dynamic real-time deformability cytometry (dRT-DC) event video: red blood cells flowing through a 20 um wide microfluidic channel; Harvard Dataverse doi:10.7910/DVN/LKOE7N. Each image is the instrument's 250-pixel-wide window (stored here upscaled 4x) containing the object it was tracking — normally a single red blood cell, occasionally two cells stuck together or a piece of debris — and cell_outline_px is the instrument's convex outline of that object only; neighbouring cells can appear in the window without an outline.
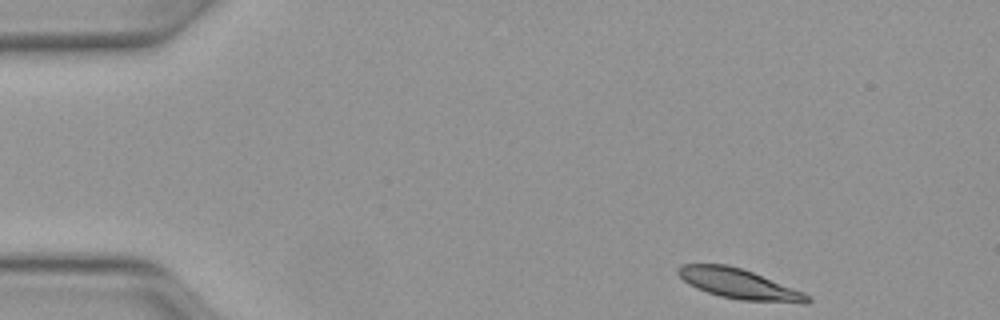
{"species": "Egyptian fruit bat (a non-hibernating species)", "species_latin": "Rousettus aegyptiacus", "temperature_condition": "warm", "stored_images_in_passage": 45, "camera_frame_rate_fps": 3000, "um_per_image_px": 0.085, "animal": {"sex": "female"}, "frame": {"image": 1, "passage_image": 1, "time_ms": 0.0, "image_size_px": [1000, 320], "cell_outline_px": [[812, 300], [808, 304], [804, 304], [740, 300], [720, 296], [696, 288], [688, 284], [676, 272], [676, 268], [680, 264], [728, 264], [752, 272], [804, 292], [812, 296]], "centroid_in_image_um": [62.85, 24.15], "position_along_channel_um": 22.1, "area_um2": 22.83}}
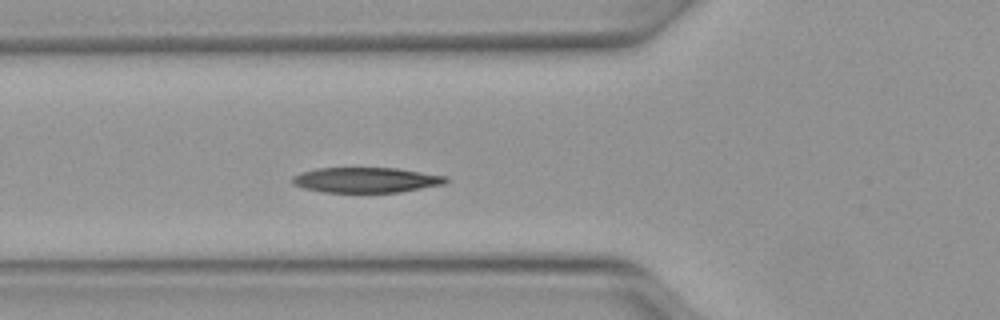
{"frame": {"image": 2, "passage_image": 13, "time_ms": 4.0, "image_size_px": [1000, 320], "cell_outline_px": [[448, 180], [444, 184], [400, 192], [320, 192], [304, 188], [292, 184], [292, 176], [300, 172], [316, 168], [396, 168], [448, 176]], "centroid_in_image_um": [31.09, 15.29], "position_along_channel_um": 94.7, "area_um2": 22.66}}
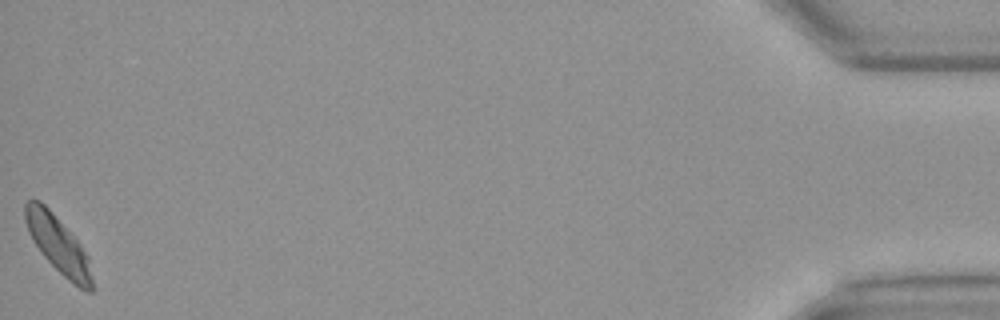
{"frame": {"image": 3, "passage_image": 45, "time_ms": 14.667, "image_size_px": [1000, 320], "cell_outline_px": [[92, 292], [88, 292], [80, 288], [68, 280], [44, 256], [32, 240], [28, 232], [24, 220], [24, 204], [28, 200], [40, 200], [52, 212], [80, 244], [88, 256], [92, 280]], "centroid_in_image_um": [4.91, 20.77], "position_along_channel_um": 430.3, "area_um2": 21.79}, "authors_computed_cell_mechanics": {"area_um2": 22.7154, "velocity_mm_per_s": 4.0584, "shape_relaxation_time_tau1_ms": 1.9121, "shape_relaxation_time_tau2_ms": 3.1213, "deformation_change_tau1": 0.1221, "deformation_change_tau2": 0.0898}}